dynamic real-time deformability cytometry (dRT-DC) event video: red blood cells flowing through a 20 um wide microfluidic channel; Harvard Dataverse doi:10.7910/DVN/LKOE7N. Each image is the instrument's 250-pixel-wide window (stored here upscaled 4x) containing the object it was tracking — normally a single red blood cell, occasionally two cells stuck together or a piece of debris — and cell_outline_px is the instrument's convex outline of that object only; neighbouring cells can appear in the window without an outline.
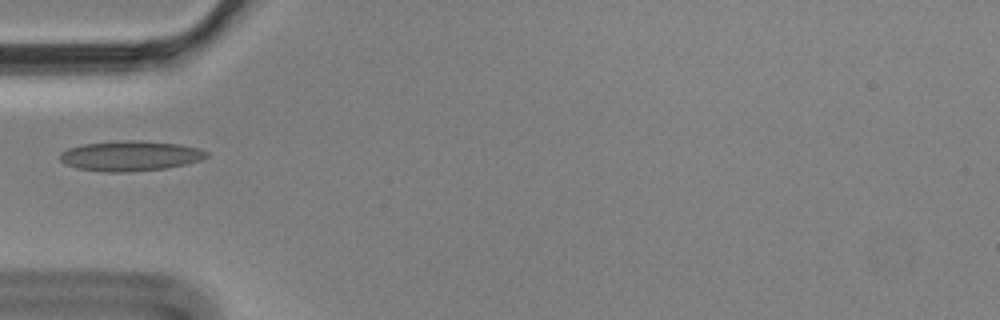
{"species": "Egyptian fruit bat (a non-hibernating species)", "species_latin": "Rousettus aegyptiacus", "temperature_condition": "cold", "stored_images_in_passage": 4, "camera_frame_rate_fps": 3000, "um_per_image_px": 0.085, "animal": {"sex": "male"}, "frame": {"image": 1, "passage_image": 2, "time_ms": 0.333, "image_size_px": [1000, 320], "cell_outline_px": [[208, 156], [200, 160], [184, 164], [164, 168], [128, 172], [104, 172], [76, 168], [60, 160], [60, 152], [68, 148], [84, 144], [116, 140], [140, 140], [180, 144], [200, 148], [208, 152]], "centroid_in_image_um": [11.07, 13.24], "position_along_channel_um": 73.9, "area_um2": 25.78}}
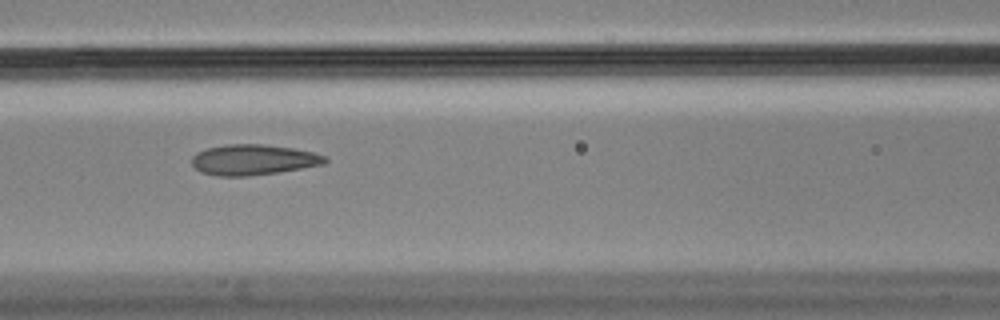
{"frame": {"image": 2, "passage_image": 4, "time_ms": 1.0, "image_size_px": [1000, 320], "cell_outline_px": [[328, 160], [324, 164], [276, 172], [248, 176], [216, 176], [200, 172], [192, 164], [192, 156], [196, 152], [208, 148], [224, 144], [264, 144], [292, 148], [312, 152], [324, 156]], "centroid_in_image_um": [21.48, 13.57], "position_along_channel_um": 145.1, "area_um2": 23.58}}